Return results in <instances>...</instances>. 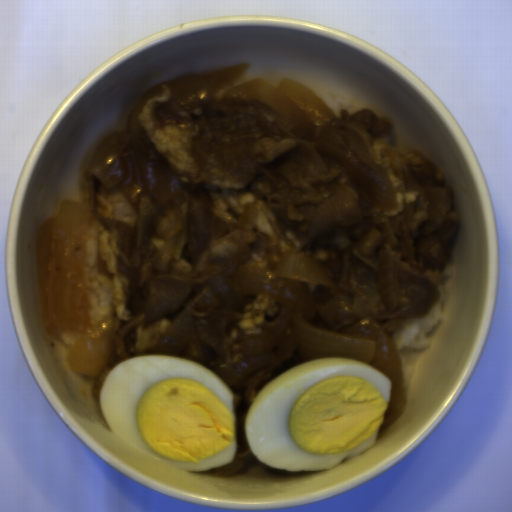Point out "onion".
Wrapping results in <instances>:
<instances>
[{
    "label": "onion",
    "mask_w": 512,
    "mask_h": 512,
    "mask_svg": "<svg viewBox=\"0 0 512 512\" xmlns=\"http://www.w3.org/2000/svg\"><path fill=\"white\" fill-rule=\"evenodd\" d=\"M303 282L334 287L321 264L290 250L282 253L274 269L239 267L237 294L270 297L282 307L262 335L244 340L240 362L224 364L213 374L231 389L253 371L292 358L295 351L311 361L341 358L367 364L391 381L379 429L394 423L405 411L407 398L401 356L394 339L370 317L343 332L308 324L318 302Z\"/></svg>",
    "instance_id": "06740285"
},
{
    "label": "onion",
    "mask_w": 512,
    "mask_h": 512,
    "mask_svg": "<svg viewBox=\"0 0 512 512\" xmlns=\"http://www.w3.org/2000/svg\"><path fill=\"white\" fill-rule=\"evenodd\" d=\"M87 235V203L63 202L35 234V287L43 331L50 336L74 329L77 338L65 362L95 378L112 355L115 325L113 318L98 324L90 319L83 260Z\"/></svg>",
    "instance_id": "6bf65262"
},
{
    "label": "onion",
    "mask_w": 512,
    "mask_h": 512,
    "mask_svg": "<svg viewBox=\"0 0 512 512\" xmlns=\"http://www.w3.org/2000/svg\"><path fill=\"white\" fill-rule=\"evenodd\" d=\"M254 93L256 101L299 127L322 125L334 119V112L306 84L285 78L278 85L253 78L241 83Z\"/></svg>",
    "instance_id": "55239325"
},
{
    "label": "onion",
    "mask_w": 512,
    "mask_h": 512,
    "mask_svg": "<svg viewBox=\"0 0 512 512\" xmlns=\"http://www.w3.org/2000/svg\"><path fill=\"white\" fill-rule=\"evenodd\" d=\"M401 259V254L387 248L380 249L378 254V292L387 312L394 310L398 304Z\"/></svg>",
    "instance_id": "23ac38db"
}]
</instances>
